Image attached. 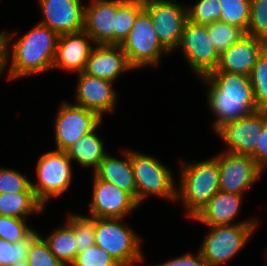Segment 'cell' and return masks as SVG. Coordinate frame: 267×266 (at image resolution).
<instances>
[{"mask_svg":"<svg viewBox=\"0 0 267 266\" xmlns=\"http://www.w3.org/2000/svg\"><path fill=\"white\" fill-rule=\"evenodd\" d=\"M29 29L23 34L18 29L3 30L9 82L52 71L59 35L38 22Z\"/></svg>","mask_w":267,"mask_h":266,"instance_id":"1","label":"cell"},{"mask_svg":"<svg viewBox=\"0 0 267 266\" xmlns=\"http://www.w3.org/2000/svg\"><path fill=\"white\" fill-rule=\"evenodd\" d=\"M198 80L207 87L204 96L206 107L214 116L210 125L213 132L226 122L259 110L249 76L211 71Z\"/></svg>","mask_w":267,"mask_h":266,"instance_id":"2","label":"cell"},{"mask_svg":"<svg viewBox=\"0 0 267 266\" xmlns=\"http://www.w3.org/2000/svg\"><path fill=\"white\" fill-rule=\"evenodd\" d=\"M207 158L198 161L181 158L178 161L175 205L185 209L187 220H192L220 190L218 158L215 155Z\"/></svg>","mask_w":267,"mask_h":266,"instance_id":"3","label":"cell"},{"mask_svg":"<svg viewBox=\"0 0 267 266\" xmlns=\"http://www.w3.org/2000/svg\"><path fill=\"white\" fill-rule=\"evenodd\" d=\"M126 219L95 218V244L109 253L120 266H145L144 239Z\"/></svg>","mask_w":267,"mask_h":266,"instance_id":"4","label":"cell"},{"mask_svg":"<svg viewBox=\"0 0 267 266\" xmlns=\"http://www.w3.org/2000/svg\"><path fill=\"white\" fill-rule=\"evenodd\" d=\"M131 148V163L137 186V202L141 206L151 197L174 205L177 199V180L170 165L153 154ZM169 166V167H168Z\"/></svg>","mask_w":267,"mask_h":266,"instance_id":"5","label":"cell"},{"mask_svg":"<svg viewBox=\"0 0 267 266\" xmlns=\"http://www.w3.org/2000/svg\"><path fill=\"white\" fill-rule=\"evenodd\" d=\"M72 160L66 151L51 149L41 153L33 167L35 179L31 181L36 198L47 209L49 202L60 199L70 191L74 179Z\"/></svg>","mask_w":267,"mask_h":266,"instance_id":"6","label":"cell"},{"mask_svg":"<svg viewBox=\"0 0 267 266\" xmlns=\"http://www.w3.org/2000/svg\"><path fill=\"white\" fill-rule=\"evenodd\" d=\"M261 224H235L206 227L198 246L201 255L211 266H226L248 246Z\"/></svg>","mask_w":267,"mask_h":266,"instance_id":"7","label":"cell"},{"mask_svg":"<svg viewBox=\"0 0 267 266\" xmlns=\"http://www.w3.org/2000/svg\"><path fill=\"white\" fill-rule=\"evenodd\" d=\"M120 46L136 71L148 67L156 69L164 62L163 57L172 56L159 41L152 19L144 9L137 15L132 30Z\"/></svg>","mask_w":267,"mask_h":266,"instance_id":"8","label":"cell"},{"mask_svg":"<svg viewBox=\"0 0 267 266\" xmlns=\"http://www.w3.org/2000/svg\"><path fill=\"white\" fill-rule=\"evenodd\" d=\"M52 121L54 148L66 151L78 139L94 131L104 119L95 111L62 99Z\"/></svg>","mask_w":267,"mask_h":266,"instance_id":"9","label":"cell"},{"mask_svg":"<svg viewBox=\"0 0 267 266\" xmlns=\"http://www.w3.org/2000/svg\"><path fill=\"white\" fill-rule=\"evenodd\" d=\"M177 52L197 79L215 70L219 63L220 55L207 33V26L189 20L185 22L181 40L172 55Z\"/></svg>","mask_w":267,"mask_h":266,"instance_id":"10","label":"cell"},{"mask_svg":"<svg viewBox=\"0 0 267 266\" xmlns=\"http://www.w3.org/2000/svg\"><path fill=\"white\" fill-rule=\"evenodd\" d=\"M144 10L152 19L159 41L172 54L178 47L188 20L187 3L177 0H144Z\"/></svg>","mask_w":267,"mask_h":266,"instance_id":"11","label":"cell"},{"mask_svg":"<svg viewBox=\"0 0 267 266\" xmlns=\"http://www.w3.org/2000/svg\"><path fill=\"white\" fill-rule=\"evenodd\" d=\"M266 118L267 110L259 109L218 127L213 133L224 144L221 151L251 156Z\"/></svg>","mask_w":267,"mask_h":266,"instance_id":"12","label":"cell"},{"mask_svg":"<svg viewBox=\"0 0 267 266\" xmlns=\"http://www.w3.org/2000/svg\"><path fill=\"white\" fill-rule=\"evenodd\" d=\"M214 155L219 164V189L223 192L237 193L240 195L261 182L264 170L249 155H240L219 151Z\"/></svg>","mask_w":267,"mask_h":266,"instance_id":"13","label":"cell"},{"mask_svg":"<svg viewBox=\"0 0 267 266\" xmlns=\"http://www.w3.org/2000/svg\"><path fill=\"white\" fill-rule=\"evenodd\" d=\"M91 186V200L87 204L88 213H85L89 217L126 218L141 208L129 193L113 183L98 179L93 173Z\"/></svg>","mask_w":267,"mask_h":266,"instance_id":"14","label":"cell"},{"mask_svg":"<svg viewBox=\"0 0 267 266\" xmlns=\"http://www.w3.org/2000/svg\"><path fill=\"white\" fill-rule=\"evenodd\" d=\"M75 76L72 103L97 112L103 119L105 115L116 112L120 97L115 87L117 83L88 75L84 71Z\"/></svg>","mask_w":267,"mask_h":266,"instance_id":"15","label":"cell"},{"mask_svg":"<svg viewBox=\"0 0 267 266\" xmlns=\"http://www.w3.org/2000/svg\"><path fill=\"white\" fill-rule=\"evenodd\" d=\"M245 195L218 191L209 202L200 210L191 222L204 227L235 225V224H261L260 218L253 217L237 220L243 208Z\"/></svg>","mask_w":267,"mask_h":266,"instance_id":"16","label":"cell"},{"mask_svg":"<svg viewBox=\"0 0 267 266\" xmlns=\"http://www.w3.org/2000/svg\"><path fill=\"white\" fill-rule=\"evenodd\" d=\"M38 21L58 35L84 30L85 0H36Z\"/></svg>","mask_w":267,"mask_h":266,"instance_id":"17","label":"cell"},{"mask_svg":"<svg viewBox=\"0 0 267 266\" xmlns=\"http://www.w3.org/2000/svg\"><path fill=\"white\" fill-rule=\"evenodd\" d=\"M94 45L92 38L84 30L59 35L52 71L59 69L70 75L85 71Z\"/></svg>","mask_w":267,"mask_h":266,"instance_id":"18","label":"cell"},{"mask_svg":"<svg viewBox=\"0 0 267 266\" xmlns=\"http://www.w3.org/2000/svg\"><path fill=\"white\" fill-rule=\"evenodd\" d=\"M136 70L129 64L127 57L120 45L105 44L94 45L92 48L85 73L88 75L109 80L113 83L128 72Z\"/></svg>","mask_w":267,"mask_h":266,"instance_id":"19","label":"cell"},{"mask_svg":"<svg viewBox=\"0 0 267 266\" xmlns=\"http://www.w3.org/2000/svg\"><path fill=\"white\" fill-rule=\"evenodd\" d=\"M116 0H89L85 3L84 31L95 45L114 44Z\"/></svg>","mask_w":267,"mask_h":266,"instance_id":"20","label":"cell"},{"mask_svg":"<svg viewBox=\"0 0 267 266\" xmlns=\"http://www.w3.org/2000/svg\"><path fill=\"white\" fill-rule=\"evenodd\" d=\"M266 46L265 41L246 34L220 55L218 66L213 71L250 76L259 54Z\"/></svg>","mask_w":267,"mask_h":266,"instance_id":"21","label":"cell"},{"mask_svg":"<svg viewBox=\"0 0 267 266\" xmlns=\"http://www.w3.org/2000/svg\"><path fill=\"white\" fill-rule=\"evenodd\" d=\"M120 155L109 152L93 174L101 180L113 183L119 189L129 193L137 201V186L131 163V149H120ZM120 157V158H119Z\"/></svg>","mask_w":267,"mask_h":266,"instance_id":"22","label":"cell"},{"mask_svg":"<svg viewBox=\"0 0 267 266\" xmlns=\"http://www.w3.org/2000/svg\"><path fill=\"white\" fill-rule=\"evenodd\" d=\"M102 122L94 131L86 134L71 145L67 150L68 157L72 160L76 166L82 169L90 170L94 172L104 157L110 152L105 145L104 138L98 130L101 129Z\"/></svg>","mask_w":267,"mask_h":266,"instance_id":"23","label":"cell"},{"mask_svg":"<svg viewBox=\"0 0 267 266\" xmlns=\"http://www.w3.org/2000/svg\"><path fill=\"white\" fill-rule=\"evenodd\" d=\"M45 206L36 198L30 186L25 192L0 193V215L31 219L46 212Z\"/></svg>","mask_w":267,"mask_h":266,"instance_id":"24","label":"cell"},{"mask_svg":"<svg viewBox=\"0 0 267 266\" xmlns=\"http://www.w3.org/2000/svg\"><path fill=\"white\" fill-rule=\"evenodd\" d=\"M39 235L48 244L50 251L65 266H70L76 255L78 254L76 237L74 229L64 221L63 225H57L51 230L50 234H43L39 231Z\"/></svg>","mask_w":267,"mask_h":266,"instance_id":"25","label":"cell"},{"mask_svg":"<svg viewBox=\"0 0 267 266\" xmlns=\"http://www.w3.org/2000/svg\"><path fill=\"white\" fill-rule=\"evenodd\" d=\"M144 9V0H116L114 45L128 37L137 15Z\"/></svg>","mask_w":267,"mask_h":266,"instance_id":"26","label":"cell"},{"mask_svg":"<svg viewBox=\"0 0 267 266\" xmlns=\"http://www.w3.org/2000/svg\"><path fill=\"white\" fill-rule=\"evenodd\" d=\"M64 219L73 229L78 253L84 252L95 244V218L80 212H67Z\"/></svg>","mask_w":267,"mask_h":266,"instance_id":"27","label":"cell"},{"mask_svg":"<svg viewBox=\"0 0 267 266\" xmlns=\"http://www.w3.org/2000/svg\"><path fill=\"white\" fill-rule=\"evenodd\" d=\"M221 14L219 21L243 29L249 26L251 0H219Z\"/></svg>","mask_w":267,"mask_h":266,"instance_id":"28","label":"cell"},{"mask_svg":"<svg viewBox=\"0 0 267 266\" xmlns=\"http://www.w3.org/2000/svg\"><path fill=\"white\" fill-rule=\"evenodd\" d=\"M206 26L207 33L219 55L246 35L243 29L220 21L213 22Z\"/></svg>","mask_w":267,"mask_h":266,"instance_id":"29","label":"cell"},{"mask_svg":"<svg viewBox=\"0 0 267 266\" xmlns=\"http://www.w3.org/2000/svg\"><path fill=\"white\" fill-rule=\"evenodd\" d=\"M249 77L257 108L267 110V46L259 54Z\"/></svg>","mask_w":267,"mask_h":266,"instance_id":"30","label":"cell"},{"mask_svg":"<svg viewBox=\"0 0 267 266\" xmlns=\"http://www.w3.org/2000/svg\"><path fill=\"white\" fill-rule=\"evenodd\" d=\"M39 236L35 229L22 241L11 243L0 238V266H11L20 260L27 259L31 243Z\"/></svg>","mask_w":267,"mask_h":266,"instance_id":"31","label":"cell"},{"mask_svg":"<svg viewBox=\"0 0 267 266\" xmlns=\"http://www.w3.org/2000/svg\"><path fill=\"white\" fill-rule=\"evenodd\" d=\"M221 11L219 0H195L187 5L188 20L198 25L219 21Z\"/></svg>","mask_w":267,"mask_h":266,"instance_id":"32","label":"cell"},{"mask_svg":"<svg viewBox=\"0 0 267 266\" xmlns=\"http://www.w3.org/2000/svg\"><path fill=\"white\" fill-rule=\"evenodd\" d=\"M30 219L0 215V238L15 243L27 238L36 227L28 224Z\"/></svg>","mask_w":267,"mask_h":266,"instance_id":"33","label":"cell"},{"mask_svg":"<svg viewBox=\"0 0 267 266\" xmlns=\"http://www.w3.org/2000/svg\"><path fill=\"white\" fill-rule=\"evenodd\" d=\"M246 34L267 43V0H251L249 26Z\"/></svg>","mask_w":267,"mask_h":266,"instance_id":"34","label":"cell"},{"mask_svg":"<svg viewBox=\"0 0 267 266\" xmlns=\"http://www.w3.org/2000/svg\"><path fill=\"white\" fill-rule=\"evenodd\" d=\"M29 176L14 168L0 166V193L25 192L31 186Z\"/></svg>","mask_w":267,"mask_h":266,"instance_id":"35","label":"cell"},{"mask_svg":"<svg viewBox=\"0 0 267 266\" xmlns=\"http://www.w3.org/2000/svg\"><path fill=\"white\" fill-rule=\"evenodd\" d=\"M27 261L30 266H65L50 251L48 244L40 235L31 243Z\"/></svg>","mask_w":267,"mask_h":266,"instance_id":"36","label":"cell"},{"mask_svg":"<svg viewBox=\"0 0 267 266\" xmlns=\"http://www.w3.org/2000/svg\"><path fill=\"white\" fill-rule=\"evenodd\" d=\"M70 266H120L104 249L96 244L76 255Z\"/></svg>","mask_w":267,"mask_h":266,"instance_id":"37","label":"cell"},{"mask_svg":"<svg viewBox=\"0 0 267 266\" xmlns=\"http://www.w3.org/2000/svg\"><path fill=\"white\" fill-rule=\"evenodd\" d=\"M145 266H211L205 258L201 255L200 251H185V253L174 256L169 260L157 264H148Z\"/></svg>","mask_w":267,"mask_h":266,"instance_id":"38","label":"cell"},{"mask_svg":"<svg viewBox=\"0 0 267 266\" xmlns=\"http://www.w3.org/2000/svg\"><path fill=\"white\" fill-rule=\"evenodd\" d=\"M257 146L255 152L251 157L264 170H267V118L264 121L262 132L257 139Z\"/></svg>","mask_w":267,"mask_h":266,"instance_id":"39","label":"cell"},{"mask_svg":"<svg viewBox=\"0 0 267 266\" xmlns=\"http://www.w3.org/2000/svg\"><path fill=\"white\" fill-rule=\"evenodd\" d=\"M6 79V55H5V37L3 29L0 30V78Z\"/></svg>","mask_w":267,"mask_h":266,"instance_id":"40","label":"cell"},{"mask_svg":"<svg viewBox=\"0 0 267 266\" xmlns=\"http://www.w3.org/2000/svg\"><path fill=\"white\" fill-rule=\"evenodd\" d=\"M11 266H30V264L28 263L27 259H25V260H20Z\"/></svg>","mask_w":267,"mask_h":266,"instance_id":"41","label":"cell"},{"mask_svg":"<svg viewBox=\"0 0 267 266\" xmlns=\"http://www.w3.org/2000/svg\"><path fill=\"white\" fill-rule=\"evenodd\" d=\"M265 255H264V257L263 258H265V266H267V248H266V250H265V252H263Z\"/></svg>","mask_w":267,"mask_h":266,"instance_id":"42","label":"cell"}]
</instances>
